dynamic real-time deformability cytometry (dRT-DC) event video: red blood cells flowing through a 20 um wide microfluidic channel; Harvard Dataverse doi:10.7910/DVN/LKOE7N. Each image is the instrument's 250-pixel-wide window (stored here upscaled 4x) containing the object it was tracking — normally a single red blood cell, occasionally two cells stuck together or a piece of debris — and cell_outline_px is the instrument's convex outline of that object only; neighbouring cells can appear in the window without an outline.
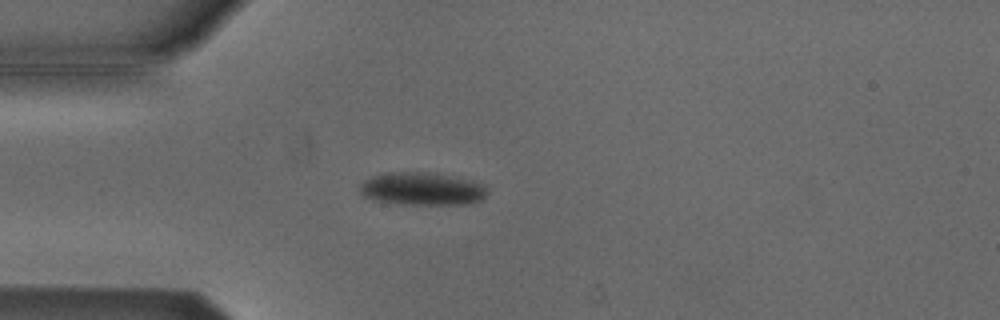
{"species": "Egyptian fruit bat (a non-hibernating species)", "species_latin": "Rousettus aegyptiacus", "temperature_condition": "cold", "stored_images_in_passage": 4, "camera_frame_rate_fps": 3000, "um_per_image_px": 0.085, "animal": {"sex": "male"}, "frame": {"image": 1, "passage_image": 4, "time_ms": 1.0, "image_size_px": [1000, 320], "cell_outline_px": [[488, 192], [480, 200], [468, 204], [400, 204], [372, 200], [364, 196], [360, 192], [360, 184], [364, 180], [372, 176], [388, 172], [436, 172], [472, 180], [484, 184]], "centroid_in_image_um": [35.88, 16.04], "position_along_channel_um": 49.1, "area_um2": 24.68}}